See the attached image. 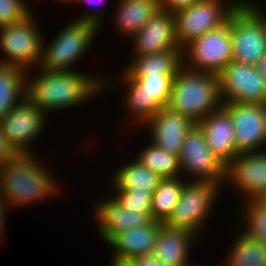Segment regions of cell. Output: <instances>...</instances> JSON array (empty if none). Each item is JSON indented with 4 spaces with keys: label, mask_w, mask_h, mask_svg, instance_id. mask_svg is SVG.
I'll return each mask as SVG.
<instances>
[{
    "label": "cell",
    "mask_w": 266,
    "mask_h": 266,
    "mask_svg": "<svg viewBox=\"0 0 266 266\" xmlns=\"http://www.w3.org/2000/svg\"><path fill=\"white\" fill-rule=\"evenodd\" d=\"M94 220L100 233V238L108 243L114 236L138 226L147 225L151 212L126 210L116 199L107 197L106 200L95 204Z\"/></svg>",
    "instance_id": "cell-18"
},
{
    "label": "cell",
    "mask_w": 266,
    "mask_h": 266,
    "mask_svg": "<svg viewBox=\"0 0 266 266\" xmlns=\"http://www.w3.org/2000/svg\"><path fill=\"white\" fill-rule=\"evenodd\" d=\"M24 0H0V27L21 22L32 13Z\"/></svg>",
    "instance_id": "cell-31"
},
{
    "label": "cell",
    "mask_w": 266,
    "mask_h": 266,
    "mask_svg": "<svg viewBox=\"0 0 266 266\" xmlns=\"http://www.w3.org/2000/svg\"><path fill=\"white\" fill-rule=\"evenodd\" d=\"M199 239L191 231L160 223L152 254L165 266H180L190 259V248Z\"/></svg>",
    "instance_id": "cell-20"
},
{
    "label": "cell",
    "mask_w": 266,
    "mask_h": 266,
    "mask_svg": "<svg viewBox=\"0 0 266 266\" xmlns=\"http://www.w3.org/2000/svg\"><path fill=\"white\" fill-rule=\"evenodd\" d=\"M113 198L119 202L126 210L139 212H151L152 194L148 191L137 190H114Z\"/></svg>",
    "instance_id": "cell-30"
},
{
    "label": "cell",
    "mask_w": 266,
    "mask_h": 266,
    "mask_svg": "<svg viewBox=\"0 0 266 266\" xmlns=\"http://www.w3.org/2000/svg\"><path fill=\"white\" fill-rule=\"evenodd\" d=\"M245 196L244 200L258 201L266 193V150L239 153L226 166V181Z\"/></svg>",
    "instance_id": "cell-15"
},
{
    "label": "cell",
    "mask_w": 266,
    "mask_h": 266,
    "mask_svg": "<svg viewBox=\"0 0 266 266\" xmlns=\"http://www.w3.org/2000/svg\"><path fill=\"white\" fill-rule=\"evenodd\" d=\"M56 1H59V2H62L63 4L64 3H73L74 2V0H56Z\"/></svg>",
    "instance_id": "cell-40"
},
{
    "label": "cell",
    "mask_w": 266,
    "mask_h": 266,
    "mask_svg": "<svg viewBox=\"0 0 266 266\" xmlns=\"http://www.w3.org/2000/svg\"><path fill=\"white\" fill-rule=\"evenodd\" d=\"M253 3L244 0L230 15L232 61L258 66L266 53V15Z\"/></svg>",
    "instance_id": "cell-5"
},
{
    "label": "cell",
    "mask_w": 266,
    "mask_h": 266,
    "mask_svg": "<svg viewBox=\"0 0 266 266\" xmlns=\"http://www.w3.org/2000/svg\"><path fill=\"white\" fill-rule=\"evenodd\" d=\"M222 187L223 184L215 182L187 180L182 187L177 205L163 223L202 237L201 233L205 228L203 225L210 217Z\"/></svg>",
    "instance_id": "cell-6"
},
{
    "label": "cell",
    "mask_w": 266,
    "mask_h": 266,
    "mask_svg": "<svg viewBox=\"0 0 266 266\" xmlns=\"http://www.w3.org/2000/svg\"><path fill=\"white\" fill-rule=\"evenodd\" d=\"M136 266H165L152 253L143 254L133 259Z\"/></svg>",
    "instance_id": "cell-34"
},
{
    "label": "cell",
    "mask_w": 266,
    "mask_h": 266,
    "mask_svg": "<svg viewBox=\"0 0 266 266\" xmlns=\"http://www.w3.org/2000/svg\"><path fill=\"white\" fill-rule=\"evenodd\" d=\"M159 221L151 220L147 225L128 229L114 236L107 244L112 246V257L131 259L151 254L160 226Z\"/></svg>",
    "instance_id": "cell-21"
},
{
    "label": "cell",
    "mask_w": 266,
    "mask_h": 266,
    "mask_svg": "<svg viewBox=\"0 0 266 266\" xmlns=\"http://www.w3.org/2000/svg\"><path fill=\"white\" fill-rule=\"evenodd\" d=\"M120 80L126 87L125 104L137 127L143 126L161 108L167 107L175 75L145 76L132 79L125 71ZM126 85V86H125ZM135 121V122H134Z\"/></svg>",
    "instance_id": "cell-8"
},
{
    "label": "cell",
    "mask_w": 266,
    "mask_h": 266,
    "mask_svg": "<svg viewBox=\"0 0 266 266\" xmlns=\"http://www.w3.org/2000/svg\"><path fill=\"white\" fill-rule=\"evenodd\" d=\"M237 236L227 258H225L224 265L266 266V245L242 232Z\"/></svg>",
    "instance_id": "cell-27"
},
{
    "label": "cell",
    "mask_w": 266,
    "mask_h": 266,
    "mask_svg": "<svg viewBox=\"0 0 266 266\" xmlns=\"http://www.w3.org/2000/svg\"><path fill=\"white\" fill-rule=\"evenodd\" d=\"M223 105L218 75L182 66L173 79L167 107L198 124Z\"/></svg>",
    "instance_id": "cell-4"
},
{
    "label": "cell",
    "mask_w": 266,
    "mask_h": 266,
    "mask_svg": "<svg viewBox=\"0 0 266 266\" xmlns=\"http://www.w3.org/2000/svg\"><path fill=\"white\" fill-rule=\"evenodd\" d=\"M103 14L98 9L89 10L62 28L50 44L45 45L43 40L39 67L47 71H74L71 66L76 65L97 37Z\"/></svg>",
    "instance_id": "cell-3"
},
{
    "label": "cell",
    "mask_w": 266,
    "mask_h": 266,
    "mask_svg": "<svg viewBox=\"0 0 266 266\" xmlns=\"http://www.w3.org/2000/svg\"><path fill=\"white\" fill-rule=\"evenodd\" d=\"M198 125L212 153L227 166L239 154L228 112L221 107L204 117Z\"/></svg>",
    "instance_id": "cell-19"
},
{
    "label": "cell",
    "mask_w": 266,
    "mask_h": 266,
    "mask_svg": "<svg viewBox=\"0 0 266 266\" xmlns=\"http://www.w3.org/2000/svg\"><path fill=\"white\" fill-rule=\"evenodd\" d=\"M134 56L182 50L175 39V20L169 11L159 8L132 37Z\"/></svg>",
    "instance_id": "cell-16"
},
{
    "label": "cell",
    "mask_w": 266,
    "mask_h": 266,
    "mask_svg": "<svg viewBox=\"0 0 266 266\" xmlns=\"http://www.w3.org/2000/svg\"><path fill=\"white\" fill-rule=\"evenodd\" d=\"M222 107L232 120L239 153L266 150V104L231 102Z\"/></svg>",
    "instance_id": "cell-13"
},
{
    "label": "cell",
    "mask_w": 266,
    "mask_h": 266,
    "mask_svg": "<svg viewBox=\"0 0 266 266\" xmlns=\"http://www.w3.org/2000/svg\"><path fill=\"white\" fill-rule=\"evenodd\" d=\"M130 64L124 71L132 79L145 76L176 75L183 66L182 50H167L133 56Z\"/></svg>",
    "instance_id": "cell-22"
},
{
    "label": "cell",
    "mask_w": 266,
    "mask_h": 266,
    "mask_svg": "<svg viewBox=\"0 0 266 266\" xmlns=\"http://www.w3.org/2000/svg\"><path fill=\"white\" fill-rule=\"evenodd\" d=\"M114 19L116 30L130 39L160 8V0H119Z\"/></svg>",
    "instance_id": "cell-23"
},
{
    "label": "cell",
    "mask_w": 266,
    "mask_h": 266,
    "mask_svg": "<svg viewBox=\"0 0 266 266\" xmlns=\"http://www.w3.org/2000/svg\"><path fill=\"white\" fill-rule=\"evenodd\" d=\"M258 68L261 72V74L263 75V77L266 80V53L265 55L262 57V59L260 60L259 64H258Z\"/></svg>",
    "instance_id": "cell-37"
},
{
    "label": "cell",
    "mask_w": 266,
    "mask_h": 266,
    "mask_svg": "<svg viewBox=\"0 0 266 266\" xmlns=\"http://www.w3.org/2000/svg\"><path fill=\"white\" fill-rule=\"evenodd\" d=\"M180 177L191 176L190 181H210L225 185L226 165L208 147L198 124L188 132L179 154Z\"/></svg>",
    "instance_id": "cell-11"
},
{
    "label": "cell",
    "mask_w": 266,
    "mask_h": 266,
    "mask_svg": "<svg viewBox=\"0 0 266 266\" xmlns=\"http://www.w3.org/2000/svg\"><path fill=\"white\" fill-rule=\"evenodd\" d=\"M242 212V233L266 245V207L259 201H247ZM244 221V222H243Z\"/></svg>",
    "instance_id": "cell-29"
},
{
    "label": "cell",
    "mask_w": 266,
    "mask_h": 266,
    "mask_svg": "<svg viewBox=\"0 0 266 266\" xmlns=\"http://www.w3.org/2000/svg\"><path fill=\"white\" fill-rule=\"evenodd\" d=\"M201 0H160V8L174 14L180 10L191 7Z\"/></svg>",
    "instance_id": "cell-32"
},
{
    "label": "cell",
    "mask_w": 266,
    "mask_h": 266,
    "mask_svg": "<svg viewBox=\"0 0 266 266\" xmlns=\"http://www.w3.org/2000/svg\"><path fill=\"white\" fill-rule=\"evenodd\" d=\"M37 157V158H36ZM34 153H16L0 164V194L14 207L49 200L58 195L60 185ZM54 177V178H53ZM28 204V205H27Z\"/></svg>",
    "instance_id": "cell-2"
},
{
    "label": "cell",
    "mask_w": 266,
    "mask_h": 266,
    "mask_svg": "<svg viewBox=\"0 0 266 266\" xmlns=\"http://www.w3.org/2000/svg\"><path fill=\"white\" fill-rule=\"evenodd\" d=\"M6 206H7V209H8V207L11 206V205L0 194V239H2L3 235H5V233H4L5 231H3L4 230L3 228H5V220L7 218V217H5L6 216L5 212L7 211ZM0 241H2V240H0Z\"/></svg>",
    "instance_id": "cell-35"
},
{
    "label": "cell",
    "mask_w": 266,
    "mask_h": 266,
    "mask_svg": "<svg viewBox=\"0 0 266 266\" xmlns=\"http://www.w3.org/2000/svg\"><path fill=\"white\" fill-rule=\"evenodd\" d=\"M111 175L114 190H137L153 193L162 177L144 166L135 157ZM113 176V177H112Z\"/></svg>",
    "instance_id": "cell-24"
},
{
    "label": "cell",
    "mask_w": 266,
    "mask_h": 266,
    "mask_svg": "<svg viewBox=\"0 0 266 266\" xmlns=\"http://www.w3.org/2000/svg\"><path fill=\"white\" fill-rule=\"evenodd\" d=\"M27 71L0 63V119L26 98Z\"/></svg>",
    "instance_id": "cell-25"
},
{
    "label": "cell",
    "mask_w": 266,
    "mask_h": 266,
    "mask_svg": "<svg viewBox=\"0 0 266 266\" xmlns=\"http://www.w3.org/2000/svg\"><path fill=\"white\" fill-rule=\"evenodd\" d=\"M258 201L266 207V193Z\"/></svg>",
    "instance_id": "cell-39"
},
{
    "label": "cell",
    "mask_w": 266,
    "mask_h": 266,
    "mask_svg": "<svg viewBox=\"0 0 266 266\" xmlns=\"http://www.w3.org/2000/svg\"><path fill=\"white\" fill-rule=\"evenodd\" d=\"M16 153V150L9 144L0 127V164L11 159Z\"/></svg>",
    "instance_id": "cell-33"
},
{
    "label": "cell",
    "mask_w": 266,
    "mask_h": 266,
    "mask_svg": "<svg viewBox=\"0 0 266 266\" xmlns=\"http://www.w3.org/2000/svg\"><path fill=\"white\" fill-rule=\"evenodd\" d=\"M180 266H190L189 259L183 262Z\"/></svg>",
    "instance_id": "cell-41"
},
{
    "label": "cell",
    "mask_w": 266,
    "mask_h": 266,
    "mask_svg": "<svg viewBox=\"0 0 266 266\" xmlns=\"http://www.w3.org/2000/svg\"><path fill=\"white\" fill-rule=\"evenodd\" d=\"M182 177L162 178L152 194L151 219L163 223L177 205L186 182Z\"/></svg>",
    "instance_id": "cell-26"
},
{
    "label": "cell",
    "mask_w": 266,
    "mask_h": 266,
    "mask_svg": "<svg viewBox=\"0 0 266 266\" xmlns=\"http://www.w3.org/2000/svg\"><path fill=\"white\" fill-rule=\"evenodd\" d=\"M46 115L26 97L0 119L3 134L17 153L33 151L30 147L44 130Z\"/></svg>",
    "instance_id": "cell-14"
},
{
    "label": "cell",
    "mask_w": 266,
    "mask_h": 266,
    "mask_svg": "<svg viewBox=\"0 0 266 266\" xmlns=\"http://www.w3.org/2000/svg\"><path fill=\"white\" fill-rule=\"evenodd\" d=\"M195 124L188 117L163 107L142 127L148 126L149 138L154 145L179 156L181 146Z\"/></svg>",
    "instance_id": "cell-17"
},
{
    "label": "cell",
    "mask_w": 266,
    "mask_h": 266,
    "mask_svg": "<svg viewBox=\"0 0 266 266\" xmlns=\"http://www.w3.org/2000/svg\"><path fill=\"white\" fill-rule=\"evenodd\" d=\"M135 158L162 178H176L180 176L179 156L168 153L154 145L151 141L144 149L140 150V154L138 153Z\"/></svg>",
    "instance_id": "cell-28"
},
{
    "label": "cell",
    "mask_w": 266,
    "mask_h": 266,
    "mask_svg": "<svg viewBox=\"0 0 266 266\" xmlns=\"http://www.w3.org/2000/svg\"><path fill=\"white\" fill-rule=\"evenodd\" d=\"M37 69L38 74L32 77H28L27 71L26 97L45 114L48 112L47 116L50 111L86 104L89 99L91 101L99 95V92L102 94L110 83V77L105 80L76 69L74 71H47L40 67Z\"/></svg>",
    "instance_id": "cell-1"
},
{
    "label": "cell",
    "mask_w": 266,
    "mask_h": 266,
    "mask_svg": "<svg viewBox=\"0 0 266 266\" xmlns=\"http://www.w3.org/2000/svg\"><path fill=\"white\" fill-rule=\"evenodd\" d=\"M218 79L223 103L266 104V80L258 66L231 61Z\"/></svg>",
    "instance_id": "cell-12"
},
{
    "label": "cell",
    "mask_w": 266,
    "mask_h": 266,
    "mask_svg": "<svg viewBox=\"0 0 266 266\" xmlns=\"http://www.w3.org/2000/svg\"><path fill=\"white\" fill-rule=\"evenodd\" d=\"M182 58L187 69L218 75L233 59L230 17L222 27L206 32L186 45Z\"/></svg>",
    "instance_id": "cell-10"
},
{
    "label": "cell",
    "mask_w": 266,
    "mask_h": 266,
    "mask_svg": "<svg viewBox=\"0 0 266 266\" xmlns=\"http://www.w3.org/2000/svg\"><path fill=\"white\" fill-rule=\"evenodd\" d=\"M111 266H136L135 262L131 259H121L112 257L111 259Z\"/></svg>",
    "instance_id": "cell-36"
},
{
    "label": "cell",
    "mask_w": 266,
    "mask_h": 266,
    "mask_svg": "<svg viewBox=\"0 0 266 266\" xmlns=\"http://www.w3.org/2000/svg\"><path fill=\"white\" fill-rule=\"evenodd\" d=\"M82 1H83V2H85V1L88 2L89 5H90V4H95V6H96L97 4H100V5H101V2H102L103 0H74V3H73V4H75V3L77 4V2L80 3V2H82ZM99 2H100V3H99ZM88 3H87V4H88ZM102 3H103V2H102ZM91 8H92V7H91Z\"/></svg>",
    "instance_id": "cell-38"
},
{
    "label": "cell",
    "mask_w": 266,
    "mask_h": 266,
    "mask_svg": "<svg viewBox=\"0 0 266 266\" xmlns=\"http://www.w3.org/2000/svg\"><path fill=\"white\" fill-rule=\"evenodd\" d=\"M243 1L201 0L187 9L174 13L175 39L179 48L183 49L206 32L225 25Z\"/></svg>",
    "instance_id": "cell-7"
},
{
    "label": "cell",
    "mask_w": 266,
    "mask_h": 266,
    "mask_svg": "<svg viewBox=\"0 0 266 266\" xmlns=\"http://www.w3.org/2000/svg\"><path fill=\"white\" fill-rule=\"evenodd\" d=\"M36 23L34 13H31L21 22L0 27V49L6 55L0 63L28 72L40 66L44 37Z\"/></svg>",
    "instance_id": "cell-9"
}]
</instances>
